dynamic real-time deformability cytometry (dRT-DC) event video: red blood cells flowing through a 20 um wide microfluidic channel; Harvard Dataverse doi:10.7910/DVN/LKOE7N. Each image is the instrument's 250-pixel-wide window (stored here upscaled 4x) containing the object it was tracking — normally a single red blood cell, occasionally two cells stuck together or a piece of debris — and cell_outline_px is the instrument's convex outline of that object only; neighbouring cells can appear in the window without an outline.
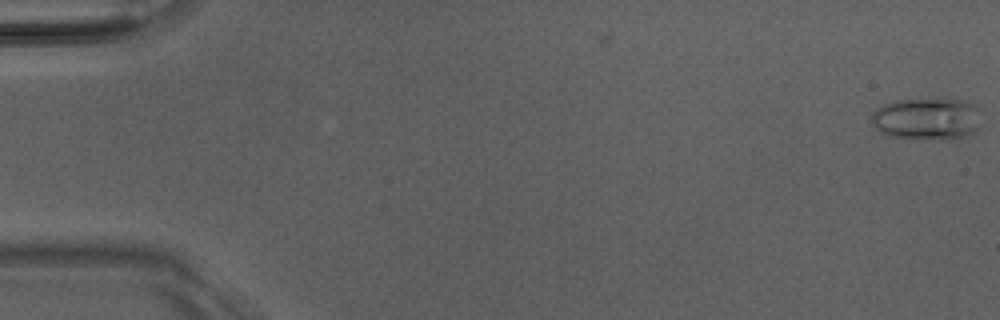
{"species": "Egyptian fruit bat (a non-hibernating species)", "species_latin": "Rousettus aegyptiacus", "temperature_condition": "room temperature", "stored_images_in_passage": 3, "camera_frame_rate_fps": 3000, "um_per_image_px": 0.085, "animal": {"sex": "male"}, "frame": {"image": 1, "passage_image": 3, "time_ms": 0.667, "image_size_px": [1000, 320], "cell_outline_px": [[980, 108], [976, 128], [972, 132], [964, 136], [948, 140], [912, 140], [888, 136], [880, 132], [872, 124], [872, 112], [876, 108], [884, 104], [896, 100], [928, 96], [944, 96], [964, 100], [976, 104]], "centroid_in_image_um": [78.77, 10.06], "position_along_channel_um": 6.2, "area_um2": 28.38}}